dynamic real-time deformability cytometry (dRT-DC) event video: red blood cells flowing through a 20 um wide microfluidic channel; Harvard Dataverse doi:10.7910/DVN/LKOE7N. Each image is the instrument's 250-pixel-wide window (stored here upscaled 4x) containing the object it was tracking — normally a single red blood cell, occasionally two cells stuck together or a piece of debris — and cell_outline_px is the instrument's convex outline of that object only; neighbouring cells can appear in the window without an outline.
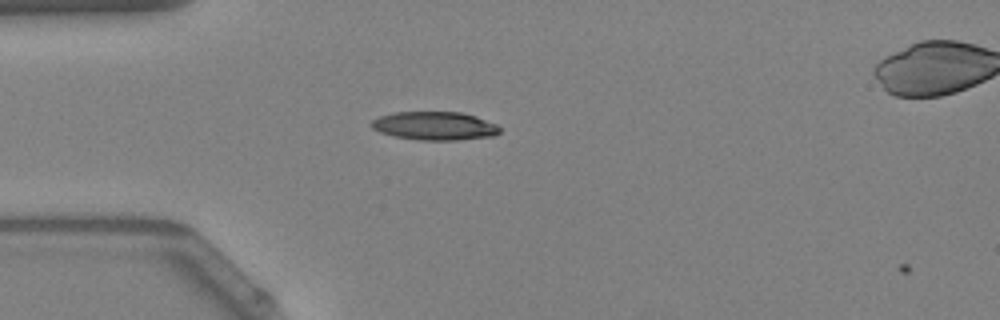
{"species": "Egyptian fruit bat (a non-hibernating species)", "species_latin": "Rousettus aegyptiacus", "temperature_condition": "warm", "stored_images_in_passage": 2, "camera_frame_rate_fps": 3000, "um_per_image_px": 0.085, "animal": {"sex": "female"}, "frame": {"image": 1, "passage_image": 1, "time_ms": 0.0, "image_size_px": [1000, 320], "cell_outline_px": [[500, 132], [492, 136], [456, 140], [420, 140], [396, 136], [380, 132], [372, 128], [372, 120], [380, 116], [392, 112], [460, 112], [476, 116], [496, 124], [500, 128]], "centroid_in_image_um": [36.95, 10.69], "position_along_channel_um": 48.0, "area_um2": 21.1}}